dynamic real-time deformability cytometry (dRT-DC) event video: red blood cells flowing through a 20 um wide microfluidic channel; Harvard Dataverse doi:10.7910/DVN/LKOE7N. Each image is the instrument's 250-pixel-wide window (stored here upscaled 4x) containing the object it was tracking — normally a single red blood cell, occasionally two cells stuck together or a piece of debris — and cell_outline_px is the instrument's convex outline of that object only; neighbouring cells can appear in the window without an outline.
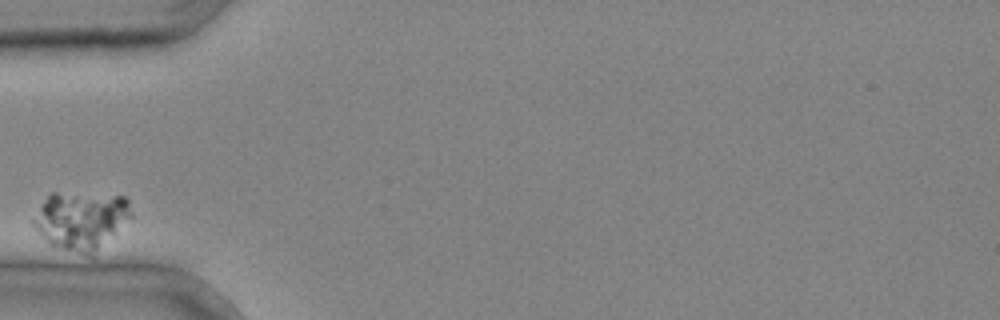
{"species": "common noctule bat (a hibernating species)", "species_latin": "Nyctalus noctula", "temperature_condition": "cold", "stored_images_in_passage": 1, "camera_frame_rate_fps": 3000, "um_per_image_px": 0.085, "animal": {"sex": "male", "body_mass_g": 20.4}, "frame": {"image": 1, "passage_image": 1, "time_ms": 0.0, "image_size_px": [1000, 320], "cell_outline_px": [[132, 216], [92, 256], [88, 256], [48, 244], [32, 224], [32, 220], [44, 200], [52, 192], [56, 192], [124, 196], [128, 200]], "centroid_in_image_um": [6.87, 18.73], "position_along_channel_um": 78.1, "area_um2": 32.77}}